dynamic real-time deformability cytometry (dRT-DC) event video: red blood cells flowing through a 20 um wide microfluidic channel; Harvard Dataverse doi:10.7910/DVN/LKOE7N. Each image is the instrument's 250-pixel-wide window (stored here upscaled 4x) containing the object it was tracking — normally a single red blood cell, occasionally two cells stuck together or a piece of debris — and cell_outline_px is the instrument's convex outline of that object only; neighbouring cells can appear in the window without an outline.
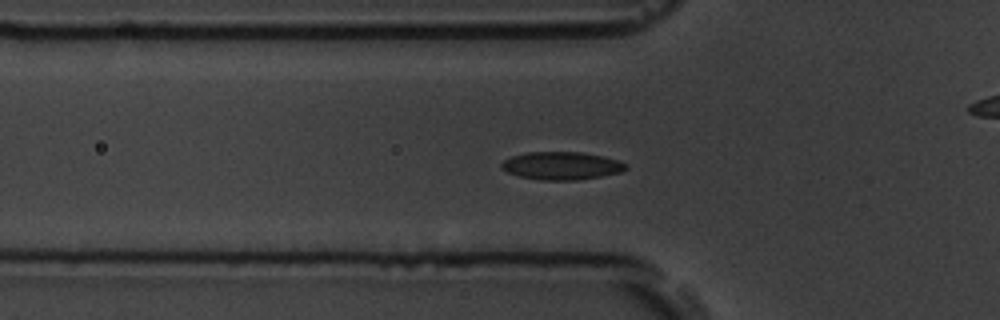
{"species": "common noctule bat (a hibernating species)", "species_latin": "Nyctalus noctula", "temperature_condition": "room temperature", "stored_images_in_passage": 42, "camera_frame_rate_fps": 3000, "um_per_image_px": 0.085, "animal": {"sex": "male", "body_mass_g": 19.5, "forearm_length_mm": 54.6}, "frame": {"image": 1, "passage_image": 5, "time_ms": 1.333, "image_size_px": [1000, 320], "cell_outline_px": [[628, 168], [620, 172], [600, 176], [576, 180], [540, 180], [520, 176], [508, 172], [500, 168], [500, 164], [504, 160], [512, 156], [528, 152], [580, 152], [604, 156], [628, 164]], "centroid_in_image_um": [47.72, 14.08], "position_along_channel_um": 78.1, "area_um2": 20.11}}
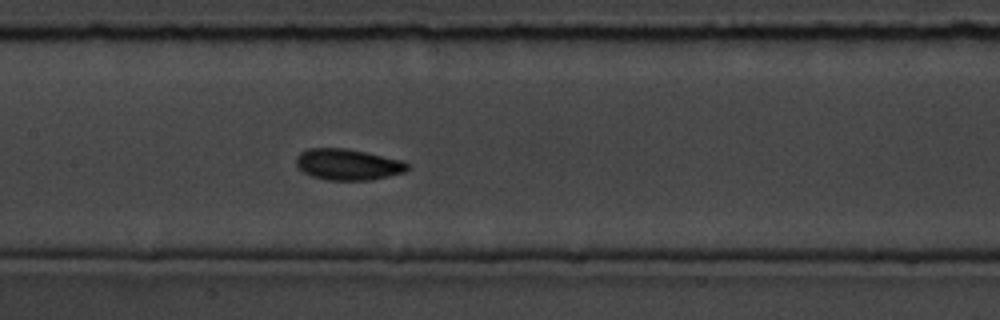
{"frame": {"image": 2, "passage_image": 13, "time_ms": 4.0, "image_size_px": [1000, 320], "cell_outline_px": [[408, 168], [404, 172], [372, 180], [328, 180], [312, 176], [304, 172], [296, 164], [296, 156], [300, 152], [308, 148], [344, 148], [404, 160], [408, 164]], "centroid_in_image_um": [29.56, 13.98], "position_along_channel_um": 177.8, "area_um2": 20.11}}
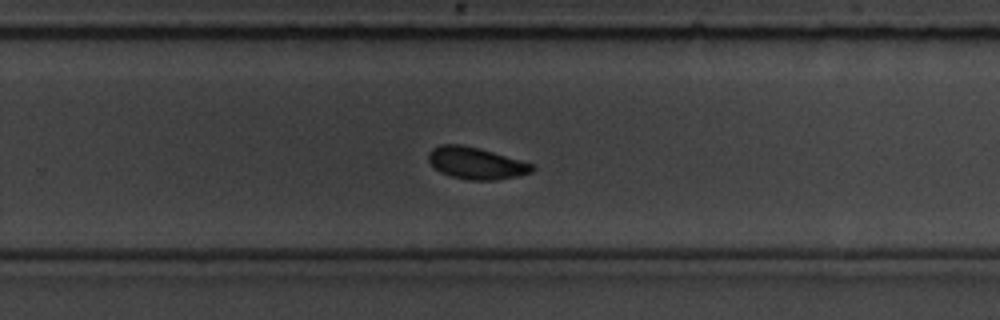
{"frame": {"image": 3, "passage_image": 22, "time_ms": 7.0, "image_size_px": [1000, 320], "cell_outline_px": [[536, 168], [532, 172], [516, 176], [496, 180], [468, 180], [452, 176], [440, 172], [428, 160], [428, 152], [432, 148], [440, 144], [460, 144], [480, 148], [520, 160], [532, 164]], "centroid_in_image_um": [40.45, 13.86], "position_along_channel_um": 289.3, "area_um2": 19.19}, "authors_computed_cell_mechanics": {"area_um2": 19.4497, "velocity_mm_per_s": 3.7324, "shape_relaxation_time_tau1_ms": 2.4354, "shape_relaxation_time_tau2_ms": 1.6412, "deformation_change_tau1": 0.0871, "deformation_change_tau2": 0.0537}}